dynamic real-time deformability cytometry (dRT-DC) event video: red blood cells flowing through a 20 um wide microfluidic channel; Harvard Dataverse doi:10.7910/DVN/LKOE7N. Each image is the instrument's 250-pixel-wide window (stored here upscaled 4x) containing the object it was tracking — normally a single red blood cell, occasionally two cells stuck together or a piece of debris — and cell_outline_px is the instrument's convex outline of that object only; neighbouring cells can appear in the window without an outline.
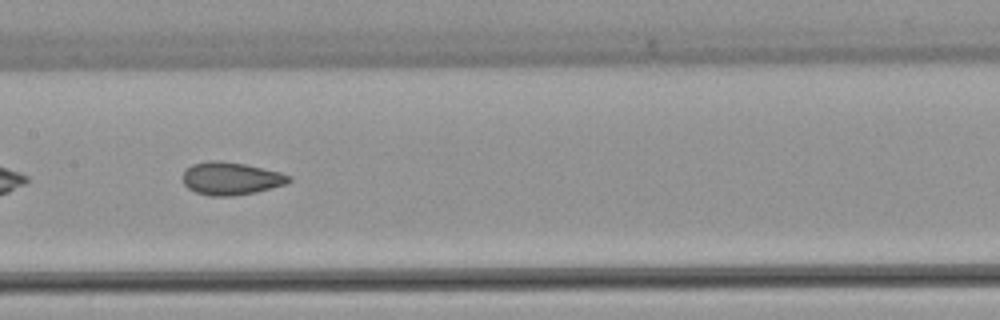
{"species": "common noctule bat (a hibernating species)", "species_latin": "Nyctalus noctula", "temperature_condition": "warm", "stored_images_in_passage": 34, "camera_frame_rate_fps": 3000, "um_per_image_px": 0.085, "animal": {"sex": "female", "body_mass_g": 22.7, "forearm_length_mm": 54.2}, "frame": {"image": 1, "passage_image": 10, "time_ms": 3.0, "image_size_px": [1000, 320], "cell_outline_px": [[292, 180], [284, 184], [256, 192], [232, 196], [212, 196], [196, 192], [188, 188], [184, 184], [184, 168], [192, 164], [212, 160], [220, 160], [244, 164], [280, 172], [292, 176]], "centroid_in_image_um": [19.62, 15.16], "position_along_channel_um": 187.8, "area_um2": 20.17}}